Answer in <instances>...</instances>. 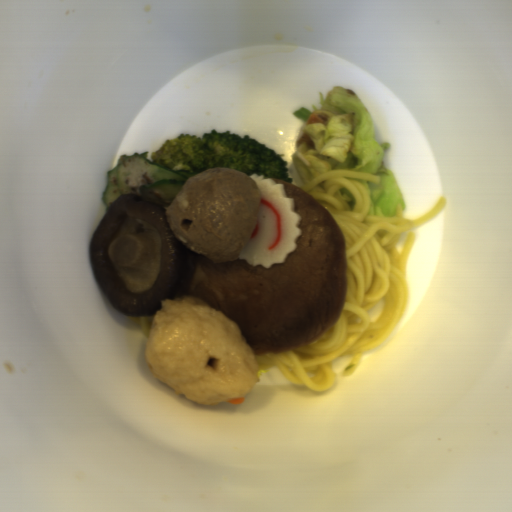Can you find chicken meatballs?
I'll return each mask as SVG.
<instances>
[{
    "mask_svg": "<svg viewBox=\"0 0 512 512\" xmlns=\"http://www.w3.org/2000/svg\"><path fill=\"white\" fill-rule=\"evenodd\" d=\"M262 188L228 167L204 170L183 182L162 208L170 231L211 262H237L258 220Z\"/></svg>",
    "mask_w": 512,
    "mask_h": 512,
    "instance_id": "obj_1",
    "label": "chicken meatballs"
}]
</instances>
